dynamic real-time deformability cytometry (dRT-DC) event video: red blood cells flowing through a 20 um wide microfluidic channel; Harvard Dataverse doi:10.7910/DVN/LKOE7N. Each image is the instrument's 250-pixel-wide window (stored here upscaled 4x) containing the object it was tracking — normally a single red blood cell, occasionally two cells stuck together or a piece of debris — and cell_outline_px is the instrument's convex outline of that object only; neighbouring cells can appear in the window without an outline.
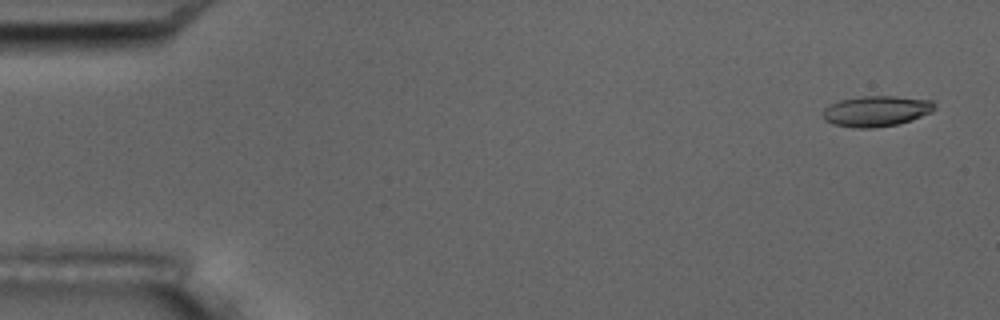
{"species": "common noctule bat (a hibernating species)", "species_latin": "Nyctalus noctula", "temperature_condition": "room temperature", "stored_images_in_passage": 4, "camera_frame_rate_fps": 3000, "um_per_image_px": 0.085, "animal": {"sex": "male", "body_mass_g": 17.5, "forearm_length_mm": 52.3}, "frame": {"image": 1, "passage_image": 1, "time_ms": 0.0, "image_size_px": [1000, 320], "cell_outline_px": [[936, 108], [932, 112], [912, 120], [896, 124], [872, 128], [852, 128], [832, 124], [824, 120], [824, 108], [828, 104], [840, 100], [860, 96], [896, 96], [932, 100], [936, 104]], "centroid_in_image_um": [74.49, 9.44], "position_along_channel_um": 10.5, "area_um2": 20.17}}